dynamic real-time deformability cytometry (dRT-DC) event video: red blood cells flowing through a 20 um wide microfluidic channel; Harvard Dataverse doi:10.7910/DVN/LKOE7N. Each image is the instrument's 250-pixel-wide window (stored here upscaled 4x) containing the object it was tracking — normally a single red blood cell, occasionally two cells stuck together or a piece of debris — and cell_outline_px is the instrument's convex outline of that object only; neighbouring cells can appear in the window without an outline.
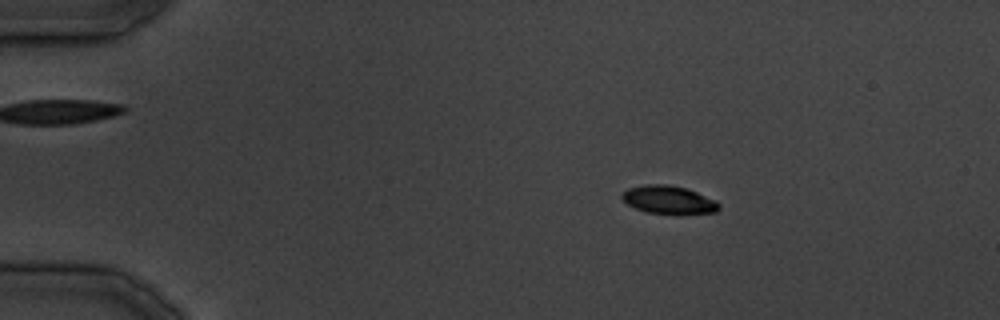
{"species": "common noctule bat (a hibernating species)", "species_latin": "Nyctalus noctula", "temperature_condition": "cold", "stored_images_in_passage": 20, "camera_frame_rate_fps": 3000, "um_per_image_px": 0.085, "animal": {"sex": "male", "body_mass_g": 19.5, "forearm_length_mm": 54.6}, "frame": {"image": 1, "passage_image": 1, "time_ms": 0.0, "image_size_px": [1000, 320], "cell_outline_px": [[720, 208], [716, 212], [680, 216], [676, 216], [644, 212], [628, 204], [620, 196], [628, 188], [644, 184], [668, 184], [688, 188], [716, 200], [720, 204]], "centroid_in_image_um": [56.89, 17.02], "position_along_channel_um": 28.1, "area_um2": 16.59}}
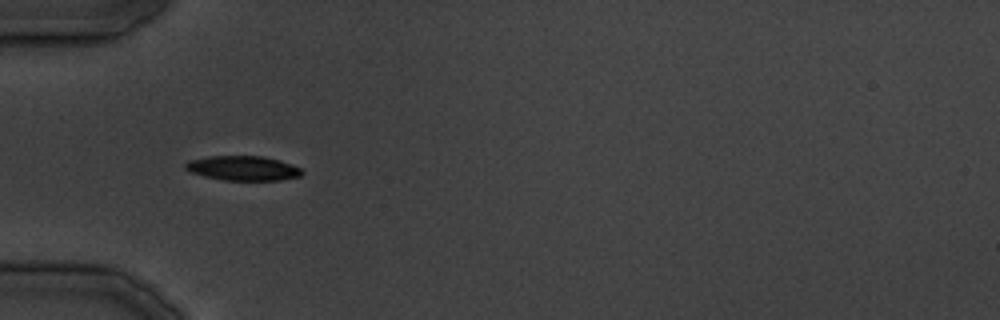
{"frame": {"image": 2, "passage_image": 7, "time_ms": 7.0, "image_size_px": [1000, 320], "cell_outline_px": [[304, 172], [300, 176], [280, 180], [224, 180], [204, 176], [192, 172], [184, 168], [184, 164], [188, 160], [208, 156], [264, 156], [280, 160], [292, 164], [300, 168]], "centroid_in_image_um": [20.66, 14.29], "position_along_channel_um": 64.3, "area_um2": 16.76}}
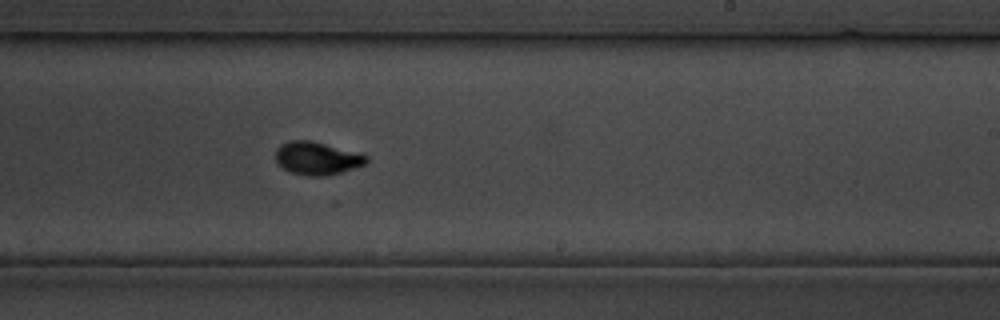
{"frame": {"image": 3, "passage_image": 18, "time_ms": 20.333, "image_size_px": [1000, 320], "cell_outline_px": [[368, 160], [364, 164], [328, 176], [308, 176], [292, 172], [284, 168], [276, 160], [276, 148], [280, 144], [292, 140], [312, 140], [360, 152], [368, 156]], "centroid_in_image_um": [26.96, 13.43], "position_along_channel_um": 262.0, "area_um2": 17.46}}